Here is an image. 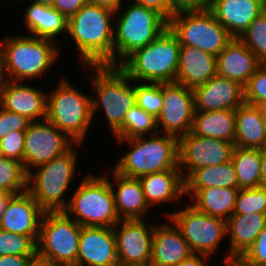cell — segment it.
<instances>
[{
	"label": "cell",
	"instance_id": "obj_47",
	"mask_svg": "<svg viewBox=\"0 0 266 266\" xmlns=\"http://www.w3.org/2000/svg\"><path fill=\"white\" fill-rule=\"evenodd\" d=\"M34 255H6L0 256V266H27Z\"/></svg>",
	"mask_w": 266,
	"mask_h": 266
},
{
	"label": "cell",
	"instance_id": "obj_56",
	"mask_svg": "<svg viewBox=\"0 0 266 266\" xmlns=\"http://www.w3.org/2000/svg\"><path fill=\"white\" fill-rule=\"evenodd\" d=\"M54 0H33V2L36 3H44V4H48L51 5L53 3Z\"/></svg>",
	"mask_w": 266,
	"mask_h": 266
},
{
	"label": "cell",
	"instance_id": "obj_55",
	"mask_svg": "<svg viewBox=\"0 0 266 266\" xmlns=\"http://www.w3.org/2000/svg\"><path fill=\"white\" fill-rule=\"evenodd\" d=\"M257 107L259 108L263 117H266V100L261 101Z\"/></svg>",
	"mask_w": 266,
	"mask_h": 266
},
{
	"label": "cell",
	"instance_id": "obj_49",
	"mask_svg": "<svg viewBox=\"0 0 266 266\" xmlns=\"http://www.w3.org/2000/svg\"><path fill=\"white\" fill-rule=\"evenodd\" d=\"M208 258L209 256L193 253L178 266H209L205 263Z\"/></svg>",
	"mask_w": 266,
	"mask_h": 266
},
{
	"label": "cell",
	"instance_id": "obj_45",
	"mask_svg": "<svg viewBox=\"0 0 266 266\" xmlns=\"http://www.w3.org/2000/svg\"><path fill=\"white\" fill-rule=\"evenodd\" d=\"M87 2L88 0H54L51 6L68 19Z\"/></svg>",
	"mask_w": 266,
	"mask_h": 266
},
{
	"label": "cell",
	"instance_id": "obj_51",
	"mask_svg": "<svg viewBox=\"0 0 266 266\" xmlns=\"http://www.w3.org/2000/svg\"><path fill=\"white\" fill-rule=\"evenodd\" d=\"M14 195L11 193H7L4 191H0V219L3 216V213L5 212L6 206L9 202V200L13 197Z\"/></svg>",
	"mask_w": 266,
	"mask_h": 266
},
{
	"label": "cell",
	"instance_id": "obj_25",
	"mask_svg": "<svg viewBox=\"0 0 266 266\" xmlns=\"http://www.w3.org/2000/svg\"><path fill=\"white\" fill-rule=\"evenodd\" d=\"M265 226L266 214H232L226 220L227 235L230 237V249L224 262L229 259H239L255 242Z\"/></svg>",
	"mask_w": 266,
	"mask_h": 266
},
{
	"label": "cell",
	"instance_id": "obj_22",
	"mask_svg": "<svg viewBox=\"0 0 266 266\" xmlns=\"http://www.w3.org/2000/svg\"><path fill=\"white\" fill-rule=\"evenodd\" d=\"M168 221L155 225L149 266H178L193 254L179 228L171 219Z\"/></svg>",
	"mask_w": 266,
	"mask_h": 266
},
{
	"label": "cell",
	"instance_id": "obj_35",
	"mask_svg": "<svg viewBox=\"0 0 266 266\" xmlns=\"http://www.w3.org/2000/svg\"><path fill=\"white\" fill-rule=\"evenodd\" d=\"M28 173L21 162L3 157L0 159V191L18 195L27 191Z\"/></svg>",
	"mask_w": 266,
	"mask_h": 266
},
{
	"label": "cell",
	"instance_id": "obj_38",
	"mask_svg": "<svg viewBox=\"0 0 266 266\" xmlns=\"http://www.w3.org/2000/svg\"><path fill=\"white\" fill-rule=\"evenodd\" d=\"M136 104L156 118L163 104L162 83L144 82L135 85Z\"/></svg>",
	"mask_w": 266,
	"mask_h": 266
},
{
	"label": "cell",
	"instance_id": "obj_14",
	"mask_svg": "<svg viewBox=\"0 0 266 266\" xmlns=\"http://www.w3.org/2000/svg\"><path fill=\"white\" fill-rule=\"evenodd\" d=\"M72 141L48 120L33 121L25 131L24 169L37 167L63 155L72 146Z\"/></svg>",
	"mask_w": 266,
	"mask_h": 266
},
{
	"label": "cell",
	"instance_id": "obj_9",
	"mask_svg": "<svg viewBox=\"0 0 266 266\" xmlns=\"http://www.w3.org/2000/svg\"><path fill=\"white\" fill-rule=\"evenodd\" d=\"M77 154L72 147L63 155L39 165L35 174L31 170L27 178V191L46 211H64L69 201L66 191L73 179ZM38 168V169H37Z\"/></svg>",
	"mask_w": 266,
	"mask_h": 266
},
{
	"label": "cell",
	"instance_id": "obj_31",
	"mask_svg": "<svg viewBox=\"0 0 266 266\" xmlns=\"http://www.w3.org/2000/svg\"><path fill=\"white\" fill-rule=\"evenodd\" d=\"M236 109L194 112L191 132L197 136L222 139L234 143Z\"/></svg>",
	"mask_w": 266,
	"mask_h": 266
},
{
	"label": "cell",
	"instance_id": "obj_43",
	"mask_svg": "<svg viewBox=\"0 0 266 266\" xmlns=\"http://www.w3.org/2000/svg\"><path fill=\"white\" fill-rule=\"evenodd\" d=\"M32 121L0 106V140L11 132L26 131Z\"/></svg>",
	"mask_w": 266,
	"mask_h": 266
},
{
	"label": "cell",
	"instance_id": "obj_2",
	"mask_svg": "<svg viewBox=\"0 0 266 266\" xmlns=\"http://www.w3.org/2000/svg\"><path fill=\"white\" fill-rule=\"evenodd\" d=\"M180 43L167 27L153 42L135 50L118 67L132 80L176 82Z\"/></svg>",
	"mask_w": 266,
	"mask_h": 266
},
{
	"label": "cell",
	"instance_id": "obj_37",
	"mask_svg": "<svg viewBox=\"0 0 266 266\" xmlns=\"http://www.w3.org/2000/svg\"><path fill=\"white\" fill-rule=\"evenodd\" d=\"M266 214V186L239 189L233 214Z\"/></svg>",
	"mask_w": 266,
	"mask_h": 266
},
{
	"label": "cell",
	"instance_id": "obj_7",
	"mask_svg": "<svg viewBox=\"0 0 266 266\" xmlns=\"http://www.w3.org/2000/svg\"><path fill=\"white\" fill-rule=\"evenodd\" d=\"M87 67V68H86ZM94 69L92 79L97 98L92 97V116L99 105L104 109L109 127L114 133L123 123L126 113L136 105L135 86L132 80L118 66H85ZM101 103V104H100Z\"/></svg>",
	"mask_w": 266,
	"mask_h": 266
},
{
	"label": "cell",
	"instance_id": "obj_5",
	"mask_svg": "<svg viewBox=\"0 0 266 266\" xmlns=\"http://www.w3.org/2000/svg\"><path fill=\"white\" fill-rule=\"evenodd\" d=\"M64 211L81 226L114 227L120 221L106 175H86Z\"/></svg>",
	"mask_w": 266,
	"mask_h": 266
},
{
	"label": "cell",
	"instance_id": "obj_54",
	"mask_svg": "<svg viewBox=\"0 0 266 266\" xmlns=\"http://www.w3.org/2000/svg\"><path fill=\"white\" fill-rule=\"evenodd\" d=\"M4 81H5V76L3 73L2 49L0 46V84H3Z\"/></svg>",
	"mask_w": 266,
	"mask_h": 266
},
{
	"label": "cell",
	"instance_id": "obj_53",
	"mask_svg": "<svg viewBox=\"0 0 266 266\" xmlns=\"http://www.w3.org/2000/svg\"><path fill=\"white\" fill-rule=\"evenodd\" d=\"M247 266L240 259H229L225 261V266Z\"/></svg>",
	"mask_w": 266,
	"mask_h": 266
},
{
	"label": "cell",
	"instance_id": "obj_39",
	"mask_svg": "<svg viewBox=\"0 0 266 266\" xmlns=\"http://www.w3.org/2000/svg\"><path fill=\"white\" fill-rule=\"evenodd\" d=\"M36 253L37 244L29 236L0 229V256L35 255Z\"/></svg>",
	"mask_w": 266,
	"mask_h": 266
},
{
	"label": "cell",
	"instance_id": "obj_12",
	"mask_svg": "<svg viewBox=\"0 0 266 266\" xmlns=\"http://www.w3.org/2000/svg\"><path fill=\"white\" fill-rule=\"evenodd\" d=\"M166 214L179 228L192 253L210 257L227 236L226 221L197 211L192 205Z\"/></svg>",
	"mask_w": 266,
	"mask_h": 266
},
{
	"label": "cell",
	"instance_id": "obj_24",
	"mask_svg": "<svg viewBox=\"0 0 266 266\" xmlns=\"http://www.w3.org/2000/svg\"><path fill=\"white\" fill-rule=\"evenodd\" d=\"M217 74L216 56L200 49L180 45L176 82L194 89Z\"/></svg>",
	"mask_w": 266,
	"mask_h": 266
},
{
	"label": "cell",
	"instance_id": "obj_57",
	"mask_svg": "<svg viewBox=\"0 0 266 266\" xmlns=\"http://www.w3.org/2000/svg\"><path fill=\"white\" fill-rule=\"evenodd\" d=\"M57 266H83L77 263L57 264Z\"/></svg>",
	"mask_w": 266,
	"mask_h": 266
},
{
	"label": "cell",
	"instance_id": "obj_20",
	"mask_svg": "<svg viewBox=\"0 0 266 266\" xmlns=\"http://www.w3.org/2000/svg\"><path fill=\"white\" fill-rule=\"evenodd\" d=\"M0 106L7 111L26 116L29 120L46 119L47 93L43 90L5 80L1 86Z\"/></svg>",
	"mask_w": 266,
	"mask_h": 266
},
{
	"label": "cell",
	"instance_id": "obj_30",
	"mask_svg": "<svg viewBox=\"0 0 266 266\" xmlns=\"http://www.w3.org/2000/svg\"><path fill=\"white\" fill-rule=\"evenodd\" d=\"M24 17V23L32 36L56 40L58 34L67 32L68 19L51 5L33 2Z\"/></svg>",
	"mask_w": 266,
	"mask_h": 266
},
{
	"label": "cell",
	"instance_id": "obj_44",
	"mask_svg": "<svg viewBox=\"0 0 266 266\" xmlns=\"http://www.w3.org/2000/svg\"><path fill=\"white\" fill-rule=\"evenodd\" d=\"M170 18L180 12L198 11L208 8L209 0H167Z\"/></svg>",
	"mask_w": 266,
	"mask_h": 266
},
{
	"label": "cell",
	"instance_id": "obj_8",
	"mask_svg": "<svg viewBox=\"0 0 266 266\" xmlns=\"http://www.w3.org/2000/svg\"><path fill=\"white\" fill-rule=\"evenodd\" d=\"M115 18L114 66H119L135 50L153 42L168 27V21L160 13L135 3Z\"/></svg>",
	"mask_w": 266,
	"mask_h": 266
},
{
	"label": "cell",
	"instance_id": "obj_27",
	"mask_svg": "<svg viewBox=\"0 0 266 266\" xmlns=\"http://www.w3.org/2000/svg\"><path fill=\"white\" fill-rule=\"evenodd\" d=\"M149 206L177 201L185 195V181L180 170H165L139 178Z\"/></svg>",
	"mask_w": 266,
	"mask_h": 266
},
{
	"label": "cell",
	"instance_id": "obj_59",
	"mask_svg": "<svg viewBox=\"0 0 266 266\" xmlns=\"http://www.w3.org/2000/svg\"><path fill=\"white\" fill-rule=\"evenodd\" d=\"M263 11L266 12V0H263Z\"/></svg>",
	"mask_w": 266,
	"mask_h": 266
},
{
	"label": "cell",
	"instance_id": "obj_16",
	"mask_svg": "<svg viewBox=\"0 0 266 266\" xmlns=\"http://www.w3.org/2000/svg\"><path fill=\"white\" fill-rule=\"evenodd\" d=\"M118 224L121 227L115 225L114 233L119 266H149L155 224L143 219L120 220Z\"/></svg>",
	"mask_w": 266,
	"mask_h": 266
},
{
	"label": "cell",
	"instance_id": "obj_32",
	"mask_svg": "<svg viewBox=\"0 0 266 266\" xmlns=\"http://www.w3.org/2000/svg\"><path fill=\"white\" fill-rule=\"evenodd\" d=\"M184 181L185 189L238 188L232 161L196 169Z\"/></svg>",
	"mask_w": 266,
	"mask_h": 266
},
{
	"label": "cell",
	"instance_id": "obj_48",
	"mask_svg": "<svg viewBox=\"0 0 266 266\" xmlns=\"http://www.w3.org/2000/svg\"><path fill=\"white\" fill-rule=\"evenodd\" d=\"M88 2L114 11L115 16L120 15L122 0H88Z\"/></svg>",
	"mask_w": 266,
	"mask_h": 266
},
{
	"label": "cell",
	"instance_id": "obj_60",
	"mask_svg": "<svg viewBox=\"0 0 266 266\" xmlns=\"http://www.w3.org/2000/svg\"><path fill=\"white\" fill-rule=\"evenodd\" d=\"M264 126H265V133H266V117H263Z\"/></svg>",
	"mask_w": 266,
	"mask_h": 266
},
{
	"label": "cell",
	"instance_id": "obj_50",
	"mask_svg": "<svg viewBox=\"0 0 266 266\" xmlns=\"http://www.w3.org/2000/svg\"><path fill=\"white\" fill-rule=\"evenodd\" d=\"M27 266H57L56 263L50 259L43 258L37 253L30 259Z\"/></svg>",
	"mask_w": 266,
	"mask_h": 266
},
{
	"label": "cell",
	"instance_id": "obj_4",
	"mask_svg": "<svg viewBox=\"0 0 266 266\" xmlns=\"http://www.w3.org/2000/svg\"><path fill=\"white\" fill-rule=\"evenodd\" d=\"M116 139L120 144L127 141L129 152L121 157L114 170L122 176H142L165 170H180L178 167V138L169 134Z\"/></svg>",
	"mask_w": 266,
	"mask_h": 266
},
{
	"label": "cell",
	"instance_id": "obj_34",
	"mask_svg": "<svg viewBox=\"0 0 266 266\" xmlns=\"http://www.w3.org/2000/svg\"><path fill=\"white\" fill-rule=\"evenodd\" d=\"M158 131L157 118L136 104L126 113L122 125L113 134L117 139H128L145 136L147 133L156 135L160 133Z\"/></svg>",
	"mask_w": 266,
	"mask_h": 266
},
{
	"label": "cell",
	"instance_id": "obj_6",
	"mask_svg": "<svg viewBox=\"0 0 266 266\" xmlns=\"http://www.w3.org/2000/svg\"><path fill=\"white\" fill-rule=\"evenodd\" d=\"M47 95L46 120L81 145L93 120L91 97L73 87L65 78Z\"/></svg>",
	"mask_w": 266,
	"mask_h": 266
},
{
	"label": "cell",
	"instance_id": "obj_1",
	"mask_svg": "<svg viewBox=\"0 0 266 266\" xmlns=\"http://www.w3.org/2000/svg\"><path fill=\"white\" fill-rule=\"evenodd\" d=\"M114 17V11L87 2L68 18L67 33L84 66H114Z\"/></svg>",
	"mask_w": 266,
	"mask_h": 266
},
{
	"label": "cell",
	"instance_id": "obj_13",
	"mask_svg": "<svg viewBox=\"0 0 266 266\" xmlns=\"http://www.w3.org/2000/svg\"><path fill=\"white\" fill-rule=\"evenodd\" d=\"M234 147L232 142L197 136L191 131L178 138V167L184 180L196 169L231 161Z\"/></svg>",
	"mask_w": 266,
	"mask_h": 266
},
{
	"label": "cell",
	"instance_id": "obj_36",
	"mask_svg": "<svg viewBox=\"0 0 266 266\" xmlns=\"http://www.w3.org/2000/svg\"><path fill=\"white\" fill-rule=\"evenodd\" d=\"M239 39L266 64V12L262 11Z\"/></svg>",
	"mask_w": 266,
	"mask_h": 266
},
{
	"label": "cell",
	"instance_id": "obj_11",
	"mask_svg": "<svg viewBox=\"0 0 266 266\" xmlns=\"http://www.w3.org/2000/svg\"><path fill=\"white\" fill-rule=\"evenodd\" d=\"M81 229L65 211H46L40 225L37 254L56 264L77 263Z\"/></svg>",
	"mask_w": 266,
	"mask_h": 266
},
{
	"label": "cell",
	"instance_id": "obj_29",
	"mask_svg": "<svg viewBox=\"0 0 266 266\" xmlns=\"http://www.w3.org/2000/svg\"><path fill=\"white\" fill-rule=\"evenodd\" d=\"M235 117L234 145L241 148L263 149L266 146V133L259 108L244 102L236 108Z\"/></svg>",
	"mask_w": 266,
	"mask_h": 266
},
{
	"label": "cell",
	"instance_id": "obj_61",
	"mask_svg": "<svg viewBox=\"0 0 266 266\" xmlns=\"http://www.w3.org/2000/svg\"><path fill=\"white\" fill-rule=\"evenodd\" d=\"M3 84H0V99H1V86H2Z\"/></svg>",
	"mask_w": 266,
	"mask_h": 266
},
{
	"label": "cell",
	"instance_id": "obj_23",
	"mask_svg": "<svg viewBox=\"0 0 266 266\" xmlns=\"http://www.w3.org/2000/svg\"><path fill=\"white\" fill-rule=\"evenodd\" d=\"M217 74L244 86L263 64L239 39L233 38L216 56Z\"/></svg>",
	"mask_w": 266,
	"mask_h": 266
},
{
	"label": "cell",
	"instance_id": "obj_10",
	"mask_svg": "<svg viewBox=\"0 0 266 266\" xmlns=\"http://www.w3.org/2000/svg\"><path fill=\"white\" fill-rule=\"evenodd\" d=\"M168 27L177 36L180 45L214 56L220 54L233 39L209 8L176 13L168 21Z\"/></svg>",
	"mask_w": 266,
	"mask_h": 266
},
{
	"label": "cell",
	"instance_id": "obj_17",
	"mask_svg": "<svg viewBox=\"0 0 266 266\" xmlns=\"http://www.w3.org/2000/svg\"><path fill=\"white\" fill-rule=\"evenodd\" d=\"M77 264L119 266L114 227L82 226Z\"/></svg>",
	"mask_w": 266,
	"mask_h": 266
},
{
	"label": "cell",
	"instance_id": "obj_26",
	"mask_svg": "<svg viewBox=\"0 0 266 266\" xmlns=\"http://www.w3.org/2000/svg\"><path fill=\"white\" fill-rule=\"evenodd\" d=\"M115 183L109 180L112 187L115 207L120 220L142 219L149 209L143 188L138 178L125 177L112 172ZM117 185V189L114 186Z\"/></svg>",
	"mask_w": 266,
	"mask_h": 266
},
{
	"label": "cell",
	"instance_id": "obj_15",
	"mask_svg": "<svg viewBox=\"0 0 266 266\" xmlns=\"http://www.w3.org/2000/svg\"><path fill=\"white\" fill-rule=\"evenodd\" d=\"M163 104L157 117L158 129L163 134L180 138L187 135L193 125L194 95L191 88L177 82L162 83Z\"/></svg>",
	"mask_w": 266,
	"mask_h": 266
},
{
	"label": "cell",
	"instance_id": "obj_42",
	"mask_svg": "<svg viewBox=\"0 0 266 266\" xmlns=\"http://www.w3.org/2000/svg\"><path fill=\"white\" fill-rule=\"evenodd\" d=\"M239 259L247 266H266V226Z\"/></svg>",
	"mask_w": 266,
	"mask_h": 266
},
{
	"label": "cell",
	"instance_id": "obj_21",
	"mask_svg": "<svg viewBox=\"0 0 266 266\" xmlns=\"http://www.w3.org/2000/svg\"><path fill=\"white\" fill-rule=\"evenodd\" d=\"M208 8L233 38H239L263 11V0H209Z\"/></svg>",
	"mask_w": 266,
	"mask_h": 266
},
{
	"label": "cell",
	"instance_id": "obj_46",
	"mask_svg": "<svg viewBox=\"0 0 266 266\" xmlns=\"http://www.w3.org/2000/svg\"><path fill=\"white\" fill-rule=\"evenodd\" d=\"M132 3L155 10L169 21V6L167 0H134Z\"/></svg>",
	"mask_w": 266,
	"mask_h": 266
},
{
	"label": "cell",
	"instance_id": "obj_28",
	"mask_svg": "<svg viewBox=\"0 0 266 266\" xmlns=\"http://www.w3.org/2000/svg\"><path fill=\"white\" fill-rule=\"evenodd\" d=\"M238 192L239 188L231 187L185 189V195L190 196V203L197 211L225 221L233 214Z\"/></svg>",
	"mask_w": 266,
	"mask_h": 266
},
{
	"label": "cell",
	"instance_id": "obj_33",
	"mask_svg": "<svg viewBox=\"0 0 266 266\" xmlns=\"http://www.w3.org/2000/svg\"><path fill=\"white\" fill-rule=\"evenodd\" d=\"M239 189L261 186V150L234 147L231 159Z\"/></svg>",
	"mask_w": 266,
	"mask_h": 266
},
{
	"label": "cell",
	"instance_id": "obj_19",
	"mask_svg": "<svg viewBox=\"0 0 266 266\" xmlns=\"http://www.w3.org/2000/svg\"><path fill=\"white\" fill-rule=\"evenodd\" d=\"M192 90L195 112L236 109L244 103L243 86L218 74Z\"/></svg>",
	"mask_w": 266,
	"mask_h": 266
},
{
	"label": "cell",
	"instance_id": "obj_52",
	"mask_svg": "<svg viewBox=\"0 0 266 266\" xmlns=\"http://www.w3.org/2000/svg\"><path fill=\"white\" fill-rule=\"evenodd\" d=\"M261 186H266V146L261 149Z\"/></svg>",
	"mask_w": 266,
	"mask_h": 266
},
{
	"label": "cell",
	"instance_id": "obj_41",
	"mask_svg": "<svg viewBox=\"0 0 266 266\" xmlns=\"http://www.w3.org/2000/svg\"><path fill=\"white\" fill-rule=\"evenodd\" d=\"M4 157L15 159L24 166L25 131H15L0 140Z\"/></svg>",
	"mask_w": 266,
	"mask_h": 266
},
{
	"label": "cell",
	"instance_id": "obj_40",
	"mask_svg": "<svg viewBox=\"0 0 266 266\" xmlns=\"http://www.w3.org/2000/svg\"><path fill=\"white\" fill-rule=\"evenodd\" d=\"M244 102L258 105L266 100V64L263 63L243 86Z\"/></svg>",
	"mask_w": 266,
	"mask_h": 266
},
{
	"label": "cell",
	"instance_id": "obj_18",
	"mask_svg": "<svg viewBox=\"0 0 266 266\" xmlns=\"http://www.w3.org/2000/svg\"><path fill=\"white\" fill-rule=\"evenodd\" d=\"M44 213L28 191L14 195L0 219V229L29 236L37 244Z\"/></svg>",
	"mask_w": 266,
	"mask_h": 266
},
{
	"label": "cell",
	"instance_id": "obj_58",
	"mask_svg": "<svg viewBox=\"0 0 266 266\" xmlns=\"http://www.w3.org/2000/svg\"><path fill=\"white\" fill-rule=\"evenodd\" d=\"M3 157H4L3 150H2V148L0 146V159H2Z\"/></svg>",
	"mask_w": 266,
	"mask_h": 266
},
{
	"label": "cell",
	"instance_id": "obj_3",
	"mask_svg": "<svg viewBox=\"0 0 266 266\" xmlns=\"http://www.w3.org/2000/svg\"><path fill=\"white\" fill-rule=\"evenodd\" d=\"M55 45V41L49 38L5 36L0 43L5 80H34L49 71L59 56Z\"/></svg>",
	"mask_w": 266,
	"mask_h": 266
}]
</instances>
